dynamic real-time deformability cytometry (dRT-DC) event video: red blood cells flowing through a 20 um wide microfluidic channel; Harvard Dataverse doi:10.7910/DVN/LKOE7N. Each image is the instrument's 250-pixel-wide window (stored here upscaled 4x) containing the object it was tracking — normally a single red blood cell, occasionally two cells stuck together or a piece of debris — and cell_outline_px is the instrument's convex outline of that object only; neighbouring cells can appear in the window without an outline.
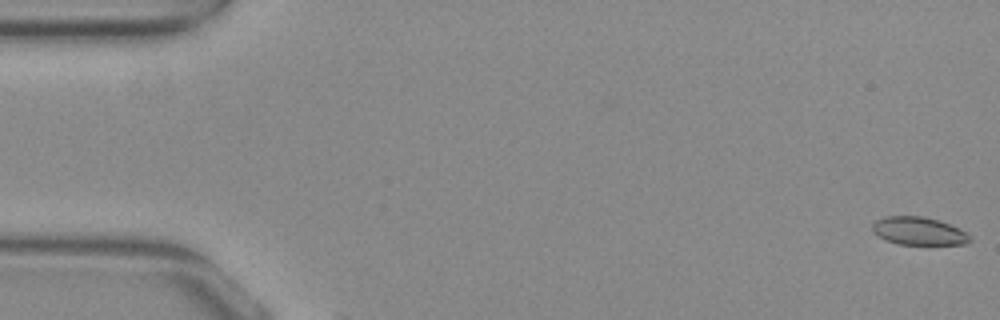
{"species": "common noctule bat (a hibernating species)", "species_latin": "Nyctalus noctula", "temperature_condition": "warm", "stored_images_in_passage": 54, "camera_frame_rate_fps": 3000, "um_per_image_px": 0.085, "animal": {"sex": "female", "body_mass_g": 29.2, "forearm_length_mm": 56.3}, "frame": {"image": 1, "passage_image": 1, "time_ms": 0.0, "image_size_px": [1000, 320], "cell_outline_px": [[972, 240], [964, 244], [896, 244], [884, 240], [872, 232], [872, 224], [876, 220], [884, 216], [924, 216], [940, 220], [960, 228], [968, 232], [972, 236]], "centroid_in_image_um": [78.1, 19.63], "position_along_channel_um": 6.9, "area_um2": 16.24}}
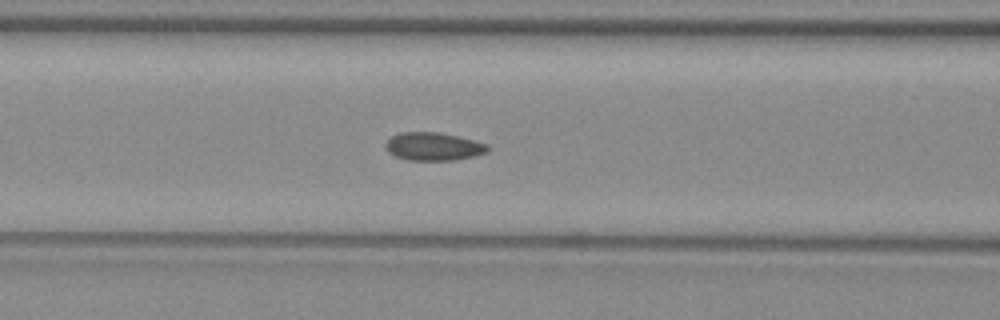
{"frame": {"image": 2, "passage_image": 22, "time_ms": 7.0, "image_size_px": [1000, 320], "cell_outline_px": [[492, 148], [488, 152], [476, 156], [452, 160], [408, 160], [396, 156], [388, 152], [384, 144], [392, 136], [400, 132], [440, 132], [488, 144]], "centroid_in_image_um": [36.87, 12.45], "position_along_channel_um": 129.7, "area_um2": 16.76}}
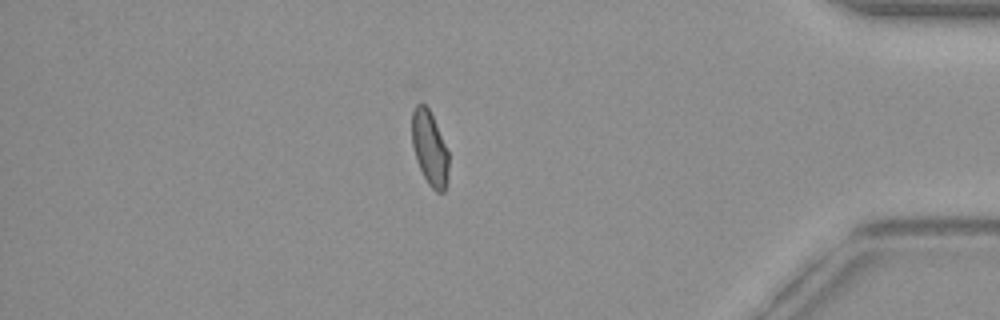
{"frame": {"image": 3, "passage_image": 46, "time_ms": 15.0, "image_size_px": [1000, 320], "cell_outline_px": [[448, 176], [444, 192], [436, 192], [428, 184], [416, 160], [412, 144], [412, 112], [416, 104], [424, 104], [428, 108], [432, 116], [448, 152]], "centroid_in_image_um": [36.51, 12.62], "position_along_channel_um": 398.7, "area_um2": 15.66}, "authors_computed_cell_mechanics": {"area_um2": 16.6175, "velocity_mm_per_s": 3.8745, "shape_relaxation_time_tau1_ms": null, "shape_relaxation_time_tau2_ms": 0.948, "deformation_change_tau1": null, "deformation_change_tau2": 0.0537}}